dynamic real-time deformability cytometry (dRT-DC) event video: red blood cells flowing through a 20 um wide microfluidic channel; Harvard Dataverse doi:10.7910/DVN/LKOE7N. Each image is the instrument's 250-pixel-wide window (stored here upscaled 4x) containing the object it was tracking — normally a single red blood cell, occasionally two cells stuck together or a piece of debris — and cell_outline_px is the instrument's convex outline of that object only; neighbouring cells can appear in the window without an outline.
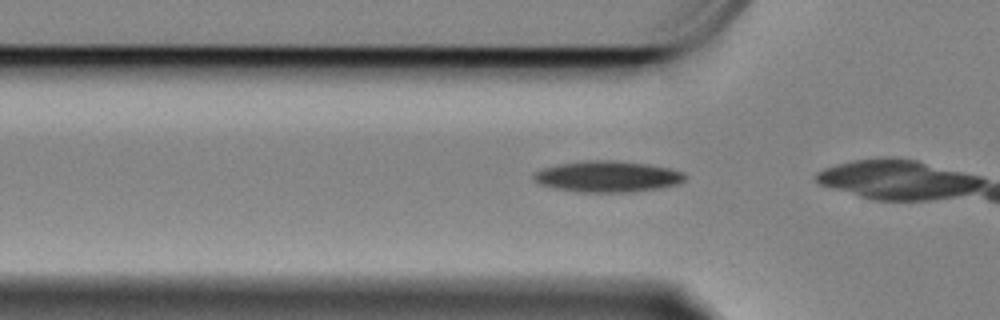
{"species": "Egyptian fruit bat (a non-hibernating species)", "species_latin": "Rousettus aegyptiacus", "temperature_condition": "cold", "stored_images_in_passage": 15, "camera_frame_rate_fps": 3000, "um_per_image_px": 0.085, "animal": {"sex": "female"}, "frame": {"image": 1, "passage_image": 12, "time_ms": 3.667, "image_size_px": [1000, 320], "cell_outline_px": [[684, 180], [676, 184], [660, 188], [632, 192], [580, 192], [552, 188], [540, 184], [532, 176], [536, 172], [544, 168], [560, 164], [584, 160], [616, 160], [648, 164], [668, 168], [684, 172]], "centroid_in_image_um": [51.64, 15.0], "position_along_channel_um": 74.2, "area_um2": 27.34}}